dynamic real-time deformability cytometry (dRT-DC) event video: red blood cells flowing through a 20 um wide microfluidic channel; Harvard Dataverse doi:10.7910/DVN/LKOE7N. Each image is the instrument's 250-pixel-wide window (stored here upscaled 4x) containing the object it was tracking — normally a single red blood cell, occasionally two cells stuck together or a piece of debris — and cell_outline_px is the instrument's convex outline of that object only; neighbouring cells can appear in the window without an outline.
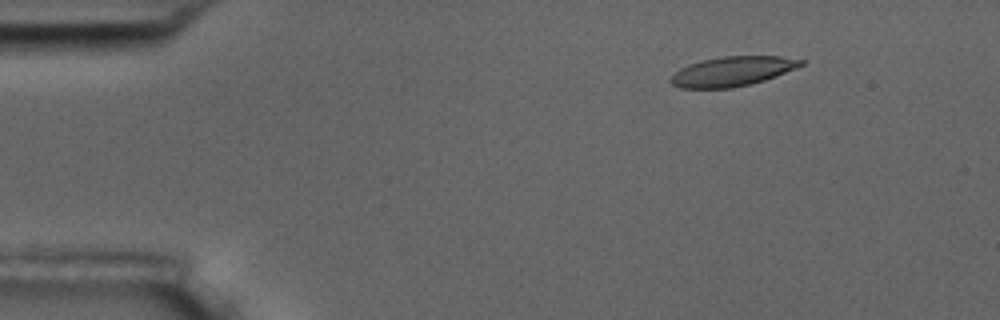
{"species": "common noctule bat (a hibernating species)", "species_latin": "Nyctalus noctula", "temperature_condition": "room temperature", "stored_images_in_passage": 5, "camera_frame_rate_fps": 3000, "um_per_image_px": 0.085, "animal": {"sex": "male", "body_mass_g": 17.5, "forearm_length_mm": 52.3}, "frame": {"image": 1, "passage_image": 3, "time_ms": 2.333, "image_size_px": [1000, 320], "cell_outline_px": [[804, 64], [796, 68], [776, 76], [752, 84], [732, 88], [680, 88], [672, 84], [668, 80], [680, 68], [688, 64], [720, 56], [780, 56], [804, 60]], "centroid_in_image_um": [62.25, 6.06], "position_along_channel_um": 22.8, "area_um2": 22.48}}
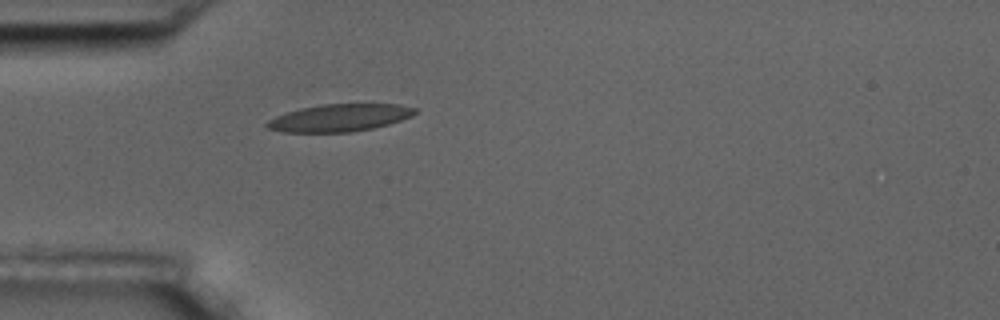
{"frame": {"image": 2, "passage_image": 5, "time_ms": 5.333, "image_size_px": [1000, 320], "cell_outline_px": [[416, 112], [412, 116], [388, 124], [372, 128], [352, 132], [284, 132], [268, 128], [264, 124], [268, 120], [276, 116], [300, 108], [324, 104], [400, 104], [416, 108]], "centroid_in_image_um": [28.86, 10.01], "position_along_channel_um": 56.1, "area_um2": 23.47}}